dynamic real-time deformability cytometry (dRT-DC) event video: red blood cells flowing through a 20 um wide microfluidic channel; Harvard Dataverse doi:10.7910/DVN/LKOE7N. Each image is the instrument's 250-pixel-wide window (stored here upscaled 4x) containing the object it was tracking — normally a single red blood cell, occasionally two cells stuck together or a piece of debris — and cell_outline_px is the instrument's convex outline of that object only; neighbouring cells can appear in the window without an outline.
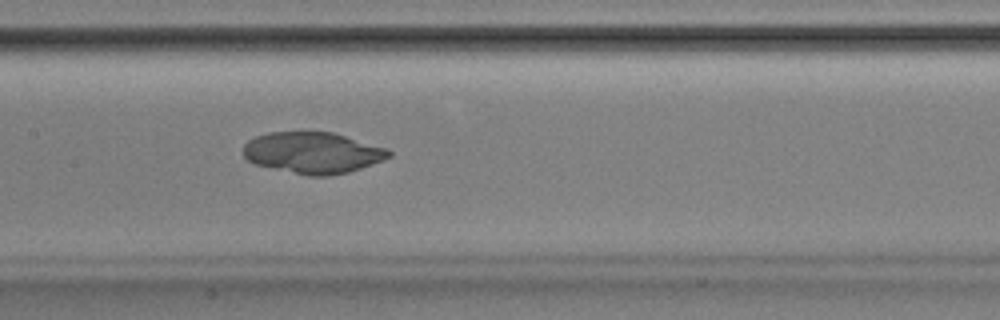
{"species": "Egyptian fruit bat (a non-hibernating species)", "species_latin": "Rousettus aegyptiacus", "temperature_condition": "room temperature", "stored_images_in_passage": 47, "camera_frame_rate_fps": 3000, "um_per_image_px": 0.085, "animal": {"sex": "male"}, "frame": {"image": 1, "passage_image": 25, "time_ms": 8.0, "image_size_px": [1000, 320], "cell_outline_px": [[392, 156], [384, 160], [348, 172], [328, 176], [308, 176], [256, 164], [248, 160], [244, 156], [244, 144], [248, 140], [256, 136], [268, 132], [332, 132], [388, 148], [392, 152]], "centroid_in_image_um": [26.61, 12.98], "position_along_channel_um": 180.8, "area_um2": 34.97}}
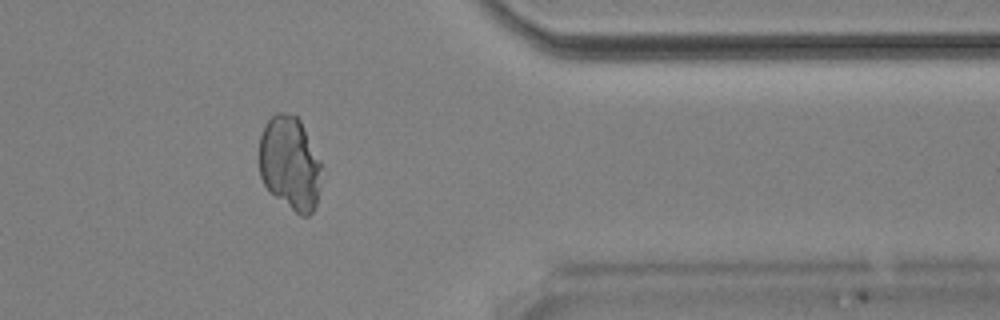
{"frame": {"image": 2, "passage_image": 42, "time_ms": 13.667, "image_size_px": [1000, 320], "cell_outline_px": [[320, 168], [316, 204], [312, 212], [308, 216], [300, 216], [268, 192], [260, 176], [260, 136], [264, 124], [276, 112], [280, 112], [296, 116], [300, 120], [320, 160]], "centroid_in_image_um": [24.61, 13.89], "position_along_channel_um": 386.8, "area_um2": 33.81}}